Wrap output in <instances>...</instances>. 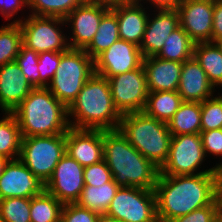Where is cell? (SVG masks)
<instances>
[{"label":"cell","mask_w":222,"mask_h":222,"mask_svg":"<svg viewBox=\"0 0 222 222\" xmlns=\"http://www.w3.org/2000/svg\"><path fill=\"white\" fill-rule=\"evenodd\" d=\"M154 192L158 221L168 222L210 205L221 194V172L158 175Z\"/></svg>","instance_id":"obj_1"},{"label":"cell","mask_w":222,"mask_h":222,"mask_svg":"<svg viewBox=\"0 0 222 222\" xmlns=\"http://www.w3.org/2000/svg\"><path fill=\"white\" fill-rule=\"evenodd\" d=\"M103 159L119 187L155 188L159 168L134 148L119 129L103 130Z\"/></svg>","instance_id":"obj_2"},{"label":"cell","mask_w":222,"mask_h":222,"mask_svg":"<svg viewBox=\"0 0 222 222\" xmlns=\"http://www.w3.org/2000/svg\"><path fill=\"white\" fill-rule=\"evenodd\" d=\"M121 117L113 104L108 79L96 73L68 107L70 127L78 129L115 130Z\"/></svg>","instance_id":"obj_3"},{"label":"cell","mask_w":222,"mask_h":222,"mask_svg":"<svg viewBox=\"0 0 222 222\" xmlns=\"http://www.w3.org/2000/svg\"><path fill=\"white\" fill-rule=\"evenodd\" d=\"M11 113L22 137L66 134L70 128L68 108L48 88H34Z\"/></svg>","instance_id":"obj_4"},{"label":"cell","mask_w":222,"mask_h":222,"mask_svg":"<svg viewBox=\"0 0 222 222\" xmlns=\"http://www.w3.org/2000/svg\"><path fill=\"white\" fill-rule=\"evenodd\" d=\"M118 129L128 142L159 169L166 162L172 135L167 123L142 112L123 114Z\"/></svg>","instance_id":"obj_5"},{"label":"cell","mask_w":222,"mask_h":222,"mask_svg":"<svg viewBox=\"0 0 222 222\" xmlns=\"http://www.w3.org/2000/svg\"><path fill=\"white\" fill-rule=\"evenodd\" d=\"M94 74V60L84 49L60 52V63L47 88L67 108Z\"/></svg>","instance_id":"obj_6"},{"label":"cell","mask_w":222,"mask_h":222,"mask_svg":"<svg viewBox=\"0 0 222 222\" xmlns=\"http://www.w3.org/2000/svg\"><path fill=\"white\" fill-rule=\"evenodd\" d=\"M66 153V134L22 137L19 159L45 184Z\"/></svg>","instance_id":"obj_7"},{"label":"cell","mask_w":222,"mask_h":222,"mask_svg":"<svg viewBox=\"0 0 222 222\" xmlns=\"http://www.w3.org/2000/svg\"><path fill=\"white\" fill-rule=\"evenodd\" d=\"M13 19L19 23L22 31V43L37 53L65 52L70 47L68 38L61 26H66L65 19L58 17H41L29 14L26 18Z\"/></svg>","instance_id":"obj_8"},{"label":"cell","mask_w":222,"mask_h":222,"mask_svg":"<svg viewBox=\"0 0 222 222\" xmlns=\"http://www.w3.org/2000/svg\"><path fill=\"white\" fill-rule=\"evenodd\" d=\"M200 133L172 135L169 155L159 175H194L221 172L215 166L199 171L206 160Z\"/></svg>","instance_id":"obj_9"},{"label":"cell","mask_w":222,"mask_h":222,"mask_svg":"<svg viewBox=\"0 0 222 222\" xmlns=\"http://www.w3.org/2000/svg\"><path fill=\"white\" fill-rule=\"evenodd\" d=\"M105 214L121 222H159L154 189L119 187Z\"/></svg>","instance_id":"obj_10"},{"label":"cell","mask_w":222,"mask_h":222,"mask_svg":"<svg viewBox=\"0 0 222 222\" xmlns=\"http://www.w3.org/2000/svg\"><path fill=\"white\" fill-rule=\"evenodd\" d=\"M108 82L113 104L121 115L143 111L149 93L143 64L109 78Z\"/></svg>","instance_id":"obj_11"},{"label":"cell","mask_w":222,"mask_h":222,"mask_svg":"<svg viewBox=\"0 0 222 222\" xmlns=\"http://www.w3.org/2000/svg\"><path fill=\"white\" fill-rule=\"evenodd\" d=\"M94 0H85L76 7L66 18L65 22L71 26L68 44L71 49H85L93 40L102 17L110 10ZM71 36V37H70ZM70 39V40H69Z\"/></svg>","instance_id":"obj_12"},{"label":"cell","mask_w":222,"mask_h":222,"mask_svg":"<svg viewBox=\"0 0 222 222\" xmlns=\"http://www.w3.org/2000/svg\"><path fill=\"white\" fill-rule=\"evenodd\" d=\"M84 167L67 153L56 165L45 190L63 204L76 203L85 186Z\"/></svg>","instance_id":"obj_13"},{"label":"cell","mask_w":222,"mask_h":222,"mask_svg":"<svg viewBox=\"0 0 222 222\" xmlns=\"http://www.w3.org/2000/svg\"><path fill=\"white\" fill-rule=\"evenodd\" d=\"M142 64L139 46L119 39L94 60V73L109 79L133 71Z\"/></svg>","instance_id":"obj_14"},{"label":"cell","mask_w":222,"mask_h":222,"mask_svg":"<svg viewBox=\"0 0 222 222\" xmlns=\"http://www.w3.org/2000/svg\"><path fill=\"white\" fill-rule=\"evenodd\" d=\"M183 30L195 42H212L214 0H181L177 7Z\"/></svg>","instance_id":"obj_15"},{"label":"cell","mask_w":222,"mask_h":222,"mask_svg":"<svg viewBox=\"0 0 222 222\" xmlns=\"http://www.w3.org/2000/svg\"><path fill=\"white\" fill-rule=\"evenodd\" d=\"M45 191V183L18 158L9 160L0 176V200L32 198Z\"/></svg>","instance_id":"obj_16"},{"label":"cell","mask_w":222,"mask_h":222,"mask_svg":"<svg viewBox=\"0 0 222 222\" xmlns=\"http://www.w3.org/2000/svg\"><path fill=\"white\" fill-rule=\"evenodd\" d=\"M66 153L81 166L103 160V130L70 127L66 132Z\"/></svg>","instance_id":"obj_17"},{"label":"cell","mask_w":222,"mask_h":222,"mask_svg":"<svg viewBox=\"0 0 222 222\" xmlns=\"http://www.w3.org/2000/svg\"><path fill=\"white\" fill-rule=\"evenodd\" d=\"M153 12H155L153 17L150 18L149 14L139 47L143 58L157 56L167 37L180 26L177 9L153 10Z\"/></svg>","instance_id":"obj_18"},{"label":"cell","mask_w":222,"mask_h":222,"mask_svg":"<svg viewBox=\"0 0 222 222\" xmlns=\"http://www.w3.org/2000/svg\"><path fill=\"white\" fill-rule=\"evenodd\" d=\"M35 87L22 74L16 61L0 67V110L11 113Z\"/></svg>","instance_id":"obj_19"},{"label":"cell","mask_w":222,"mask_h":222,"mask_svg":"<svg viewBox=\"0 0 222 222\" xmlns=\"http://www.w3.org/2000/svg\"><path fill=\"white\" fill-rule=\"evenodd\" d=\"M177 91L183 101L203 102L211 98L216 89L193 56L183 62Z\"/></svg>","instance_id":"obj_20"},{"label":"cell","mask_w":222,"mask_h":222,"mask_svg":"<svg viewBox=\"0 0 222 222\" xmlns=\"http://www.w3.org/2000/svg\"><path fill=\"white\" fill-rule=\"evenodd\" d=\"M183 63L157 56L143 58L149 92L177 91Z\"/></svg>","instance_id":"obj_21"},{"label":"cell","mask_w":222,"mask_h":222,"mask_svg":"<svg viewBox=\"0 0 222 222\" xmlns=\"http://www.w3.org/2000/svg\"><path fill=\"white\" fill-rule=\"evenodd\" d=\"M143 3L117 5L111 11L117 16L119 38L140 47L146 29L149 9Z\"/></svg>","instance_id":"obj_22"},{"label":"cell","mask_w":222,"mask_h":222,"mask_svg":"<svg viewBox=\"0 0 222 222\" xmlns=\"http://www.w3.org/2000/svg\"><path fill=\"white\" fill-rule=\"evenodd\" d=\"M167 126L171 135L200 133L201 102L183 101Z\"/></svg>","instance_id":"obj_23"},{"label":"cell","mask_w":222,"mask_h":222,"mask_svg":"<svg viewBox=\"0 0 222 222\" xmlns=\"http://www.w3.org/2000/svg\"><path fill=\"white\" fill-rule=\"evenodd\" d=\"M183 102L178 91L149 92L143 112L167 123Z\"/></svg>","instance_id":"obj_24"},{"label":"cell","mask_w":222,"mask_h":222,"mask_svg":"<svg viewBox=\"0 0 222 222\" xmlns=\"http://www.w3.org/2000/svg\"><path fill=\"white\" fill-rule=\"evenodd\" d=\"M193 56L207 74L214 88L222 87V52L213 42H198Z\"/></svg>","instance_id":"obj_25"},{"label":"cell","mask_w":222,"mask_h":222,"mask_svg":"<svg viewBox=\"0 0 222 222\" xmlns=\"http://www.w3.org/2000/svg\"><path fill=\"white\" fill-rule=\"evenodd\" d=\"M119 27L117 16L109 10L101 19L98 30L84 51L95 60L114 42L118 41Z\"/></svg>","instance_id":"obj_26"},{"label":"cell","mask_w":222,"mask_h":222,"mask_svg":"<svg viewBox=\"0 0 222 222\" xmlns=\"http://www.w3.org/2000/svg\"><path fill=\"white\" fill-rule=\"evenodd\" d=\"M118 189L119 186L113 179L99 187L84 186L76 203L99 215L105 214Z\"/></svg>","instance_id":"obj_27"},{"label":"cell","mask_w":222,"mask_h":222,"mask_svg":"<svg viewBox=\"0 0 222 222\" xmlns=\"http://www.w3.org/2000/svg\"><path fill=\"white\" fill-rule=\"evenodd\" d=\"M195 42L181 26L176 28L164 41L157 57L183 63L193 57Z\"/></svg>","instance_id":"obj_28"},{"label":"cell","mask_w":222,"mask_h":222,"mask_svg":"<svg viewBox=\"0 0 222 222\" xmlns=\"http://www.w3.org/2000/svg\"><path fill=\"white\" fill-rule=\"evenodd\" d=\"M0 119V156L9 160L18 159L22 135L16 117L12 113H3Z\"/></svg>","instance_id":"obj_29"},{"label":"cell","mask_w":222,"mask_h":222,"mask_svg":"<svg viewBox=\"0 0 222 222\" xmlns=\"http://www.w3.org/2000/svg\"><path fill=\"white\" fill-rule=\"evenodd\" d=\"M63 203L46 190L31 198V222H60Z\"/></svg>","instance_id":"obj_30"},{"label":"cell","mask_w":222,"mask_h":222,"mask_svg":"<svg viewBox=\"0 0 222 222\" xmlns=\"http://www.w3.org/2000/svg\"><path fill=\"white\" fill-rule=\"evenodd\" d=\"M85 0H28L31 15L41 17H58L65 19Z\"/></svg>","instance_id":"obj_31"},{"label":"cell","mask_w":222,"mask_h":222,"mask_svg":"<svg viewBox=\"0 0 222 222\" xmlns=\"http://www.w3.org/2000/svg\"><path fill=\"white\" fill-rule=\"evenodd\" d=\"M22 44L19 23H8L0 27V67L15 61Z\"/></svg>","instance_id":"obj_32"},{"label":"cell","mask_w":222,"mask_h":222,"mask_svg":"<svg viewBox=\"0 0 222 222\" xmlns=\"http://www.w3.org/2000/svg\"><path fill=\"white\" fill-rule=\"evenodd\" d=\"M31 198H5L0 200L1 222H31Z\"/></svg>","instance_id":"obj_33"},{"label":"cell","mask_w":222,"mask_h":222,"mask_svg":"<svg viewBox=\"0 0 222 222\" xmlns=\"http://www.w3.org/2000/svg\"><path fill=\"white\" fill-rule=\"evenodd\" d=\"M214 96L201 102V131L222 128V94Z\"/></svg>","instance_id":"obj_34"},{"label":"cell","mask_w":222,"mask_h":222,"mask_svg":"<svg viewBox=\"0 0 222 222\" xmlns=\"http://www.w3.org/2000/svg\"><path fill=\"white\" fill-rule=\"evenodd\" d=\"M38 58L39 53L33 49L21 45L20 51L15 59L16 63L26 77L29 83L35 88L40 87V74L38 71Z\"/></svg>","instance_id":"obj_35"},{"label":"cell","mask_w":222,"mask_h":222,"mask_svg":"<svg viewBox=\"0 0 222 222\" xmlns=\"http://www.w3.org/2000/svg\"><path fill=\"white\" fill-rule=\"evenodd\" d=\"M222 212V194L210 205L196 209L185 216H180L168 222H217Z\"/></svg>","instance_id":"obj_36"},{"label":"cell","mask_w":222,"mask_h":222,"mask_svg":"<svg viewBox=\"0 0 222 222\" xmlns=\"http://www.w3.org/2000/svg\"><path fill=\"white\" fill-rule=\"evenodd\" d=\"M60 63V52H41L38 58L40 87L47 88ZM49 81V82H48Z\"/></svg>","instance_id":"obj_37"},{"label":"cell","mask_w":222,"mask_h":222,"mask_svg":"<svg viewBox=\"0 0 222 222\" xmlns=\"http://www.w3.org/2000/svg\"><path fill=\"white\" fill-rule=\"evenodd\" d=\"M83 176L85 186L93 187L103 186L113 179L111 171L104 159L98 163L85 166Z\"/></svg>","instance_id":"obj_38"},{"label":"cell","mask_w":222,"mask_h":222,"mask_svg":"<svg viewBox=\"0 0 222 222\" xmlns=\"http://www.w3.org/2000/svg\"><path fill=\"white\" fill-rule=\"evenodd\" d=\"M99 214L77 203L63 205L60 222H97Z\"/></svg>","instance_id":"obj_39"},{"label":"cell","mask_w":222,"mask_h":222,"mask_svg":"<svg viewBox=\"0 0 222 222\" xmlns=\"http://www.w3.org/2000/svg\"><path fill=\"white\" fill-rule=\"evenodd\" d=\"M202 145L206 157L210 155L220 156L222 158V128L200 132ZM207 154H209L207 156ZM215 167L221 171L222 162L216 163Z\"/></svg>","instance_id":"obj_40"},{"label":"cell","mask_w":222,"mask_h":222,"mask_svg":"<svg viewBox=\"0 0 222 222\" xmlns=\"http://www.w3.org/2000/svg\"><path fill=\"white\" fill-rule=\"evenodd\" d=\"M28 0H0V14L8 21L19 13L21 8H27Z\"/></svg>","instance_id":"obj_41"},{"label":"cell","mask_w":222,"mask_h":222,"mask_svg":"<svg viewBox=\"0 0 222 222\" xmlns=\"http://www.w3.org/2000/svg\"><path fill=\"white\" fill-rule=\"evenodd\" d=\"M222 38V0H214L212 42Z\"/></svg>","instance_id":"obj_42"},{"label":"cell","mask_w":222,"mask_h":222,"mask_svg":"<svg viewBox=\"0 0 222 222\" xmlns=\"http://www.w3.org/2000/svg\"><path fill=\"white\" fill-rule=\"evenodd\" d=\"M149 3L152 5L155 10H162V9H177L178 5L180 4L181 0H140V3ZM145 1V2H144Z\"/></svg>","instance_id":"obj_43"},{"label":"cell","mask_w":222,"mask_h":222,"mask_svg":"<svg viewBox=\"0 0 222 222\" xmlns=\"http://www.w3.org/2000/svg\"><path fill=\"white\" fill-rule=\"evenodd\" d=\"M99 2L107 7H114L117 5H127V4H137L140 3V0H94Z\"/></svg>","instance_id":"obj_44"},{"label":"cell","mask_w":222,"mask_h":222,"mask_svg":"<svg viewBox=\"0 0 222 222\" xmlns=\"http://www.w3.org/2000/svg\"><path fill=\"white\" fill-rule=\"evenodd\" d=\"M97 222H121V221L107 214H100L98 216Z\"/></svg>","instance_id":"obj_45"},{"label":"cell","mask_w":222,"mask_h":222,"mask_svg":"<svg viewBox=\"0 0 222 222\" xmlns=\"http://www.w3.org/2000/svg\"><path fill=\"white\" fill-rule=\"evenodd\" d=\"M9 159L3 156H0V176L4 172L5 166L8 163Z\"/></svg>","instance_id":"obj_46"},{"label":"cell","mask_w":222,"mask_h":222,"mask_svg":"<svg viewBox=\"0 0 222 222\" xmlns=\"http://www.w3.org/2000/svg\"><path fill=\"white\" fill-rule=\"evenodd\" d=\"M216 46L220 49V51L222 52V38L217 39L215 42Z\"/></svg>","instance_id":"obj_47"},{"label":"cell","mask_w":222,"mask_h":222,"mask_svg":"<svg viewBox=\"0 0 222 222\" xmlns=\"http://www.w3.org/2000/svg\"><path fill=\"white\" fill-rule=\"evenodd\" d=\"M217 222H222V212L219 214Z\"/></svg>","instance_id":"obj_48"},{"label":"cell","mask_w":222,"mask_h":222,"mask_svg":"<svg viewBox=\"0 0 222 222\" xmlns=\"http://www.w3.org/2000/svg\"><path fill=\"white\" fill-rule=\"evenodd\" d=\"M221 194H222V170H221Z\"/></svg>","instance_id":"obj_49"}]
</instances>
